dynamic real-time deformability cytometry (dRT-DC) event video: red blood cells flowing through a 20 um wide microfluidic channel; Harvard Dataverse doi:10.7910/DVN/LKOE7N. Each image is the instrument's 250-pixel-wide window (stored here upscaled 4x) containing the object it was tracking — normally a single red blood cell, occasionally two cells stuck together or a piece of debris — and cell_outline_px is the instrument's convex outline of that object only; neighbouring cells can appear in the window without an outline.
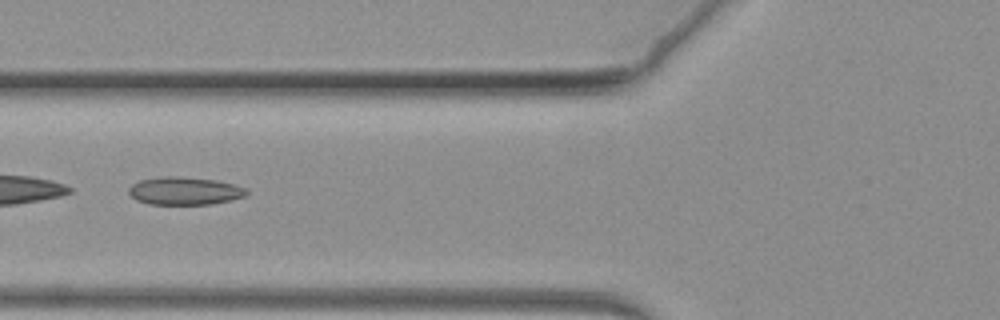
{"species": "common noctule bat (a hibernating species)", "species_latin": "Nyctalus noctula", "temperature_condition": "warm", "stored_images_in_passage": 67, "camera_frame_rate_fps": 3000, "um_per_image_px": 0.085, "animal": {"sex": "female", "body_mass_g": 19.3, "forearm_length_mm": 54.1}, "frame": {"image": 1, "passage_image": 27, "time_ms": 8.667, "image_size_px": [1000, 320], "cell_outline_px": [[248, 192], [244, 196], [232, 200], [212, 204], [148, 204], [136, 200], [128, 192], [128, 188], [132, 184], [140, 180], [160, 176], [176, 176], [216, 180], [248, 188]], "centroid_in_image_um": [15.68, 16.22], "position_along_channel_um": 110.1, "area_um2": 19.19}}
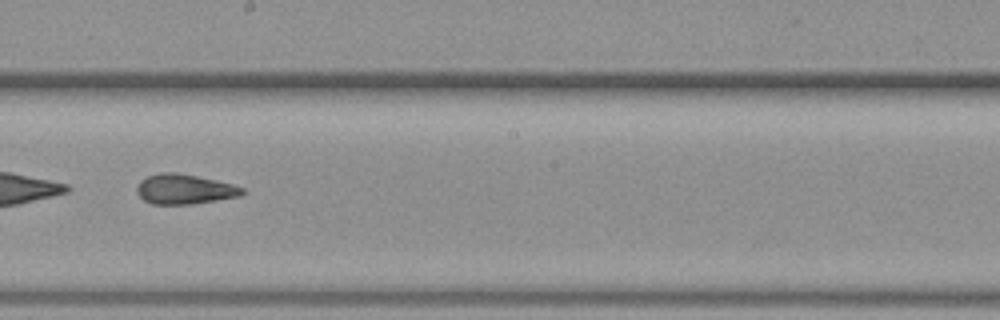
{"frame": {"image": 2, "passage_image": 39, "time_ms": 12.667, "image_size_px": [1000, 320], "cell_outline_px": [[244, 192], [240, 196], [192, 204], [152, 204], [144, 200], [136, 192], [136, 188], [140, 180], [148, 176], [160, 172], [176, 172], [196, 176], [232, 184], [244, 188]], "centroid_in_image_um": [15.65, 16.08], "position_along_channel_um": 232.6, "area_um2": 18.26}}
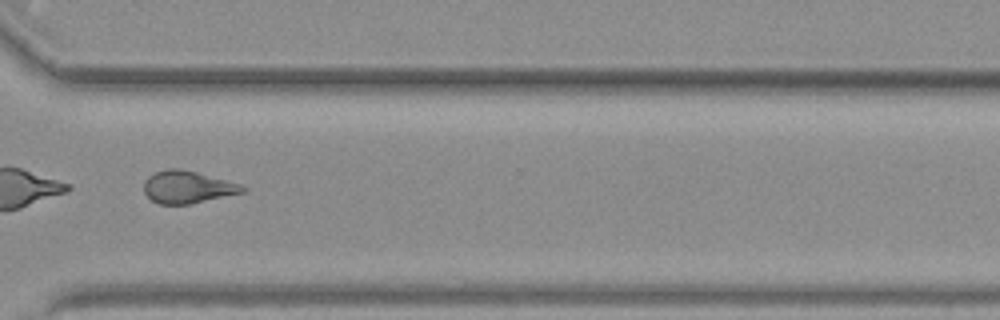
{"frame": {"image": 3, "passage_image": 51, "time_ms": 16.667, "image_size_px": [1000, 320], "cell_outline_px": [[248, 188], [244, 192], [188, 204], [160, 204], [152, 200], [144, 192], [144, 180], [148, 176], [156, 172], [168, 168], [180, 168], [196, 172], [240, 184]], "centroid_in_image_um": [15.92, 15.89], "position_along_channel_um": 354.7, "area_um2": 18.38}}